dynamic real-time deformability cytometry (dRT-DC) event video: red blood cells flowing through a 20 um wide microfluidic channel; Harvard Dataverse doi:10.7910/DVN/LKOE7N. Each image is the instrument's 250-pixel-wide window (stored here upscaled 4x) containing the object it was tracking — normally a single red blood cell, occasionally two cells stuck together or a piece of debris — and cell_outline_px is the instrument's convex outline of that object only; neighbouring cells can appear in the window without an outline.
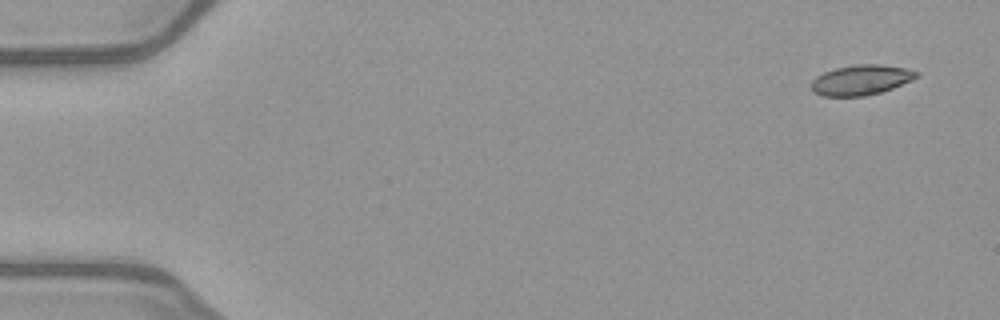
{"species": "common noctule bat (a hibernating species)", "species_latin": "Nyctalus noctula", "temperature_condition": "warm", "stored_images_in_passage": 50, "camera_frame_rate_fps": 3000, "um_per_image_px": 0.085, "animal": {"sex": "female", "body_mass_g": 21.9}, "frame": {"image": 1, "passage_image": 1, "time_ms": 0.0, "image_size_px": [1000, 320], "cell_outline_px": [[920, 76], [912, 80], [892, 88], [880, 92], [864, 96], [820, 96], [812, 92], [812, 80], [816, 76], [824, 72], [836, 68], [856, 64], [880, 64], [904, 68], [920, 72]], "centroid_in_image_um": [73.18, 6.8], "position_along_channel_um": 11.8, "area_um2": 18.5}}
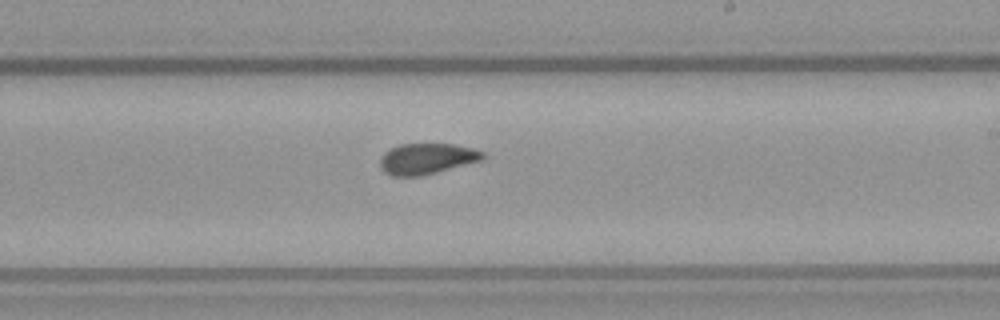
{"frame": {"image": 2, "passage_image": 29, "time_ms": 9.333, "image_size_px": [1000, 320], "cell_outline_px": [[484, 160], [420, 176], [392, 176], [384, 172], [380, 168], [380, 156], [384, 152], [400, 144], [452, 144], [472, 148], [484, 152]], "centroid_in_image_um": [36.26, 13.49], "position_along_channel_um": 252.7, "area_um2": 18.5}}
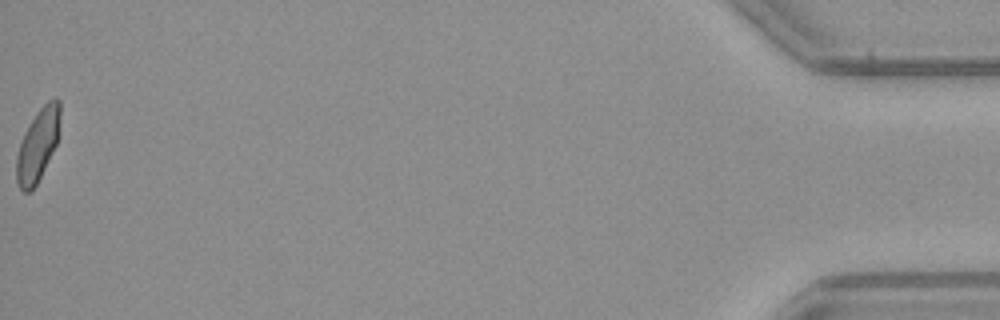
{"frame": {"image": 3, "passage_image": 50, "time_ms": 16.333, "image_size_px": [1000, 320], "cell_outline_px": [[60, 116], [56, 144], [32, 192], [24, 192], [20, 188], [16, 180], [16, 156], [24, 132], [36, 112], [48, 100], [56, 96], [60, 100]], "centroid_in_image_um": [3.2, 12.3], "position_along_channel_um": 432.0, "area_um2": 18.21}, "authors_computed_cell_mechanics": {"area_um2": 18.785, "velocity_mm_per_s": 4.0385, "shape_relaxation_time_tau1_ms": null, "shape_relaxation_time_tau2_ms": 1.3961, "deformation_change_tau1": null, "deformation_change_tau2": 0.0745}}